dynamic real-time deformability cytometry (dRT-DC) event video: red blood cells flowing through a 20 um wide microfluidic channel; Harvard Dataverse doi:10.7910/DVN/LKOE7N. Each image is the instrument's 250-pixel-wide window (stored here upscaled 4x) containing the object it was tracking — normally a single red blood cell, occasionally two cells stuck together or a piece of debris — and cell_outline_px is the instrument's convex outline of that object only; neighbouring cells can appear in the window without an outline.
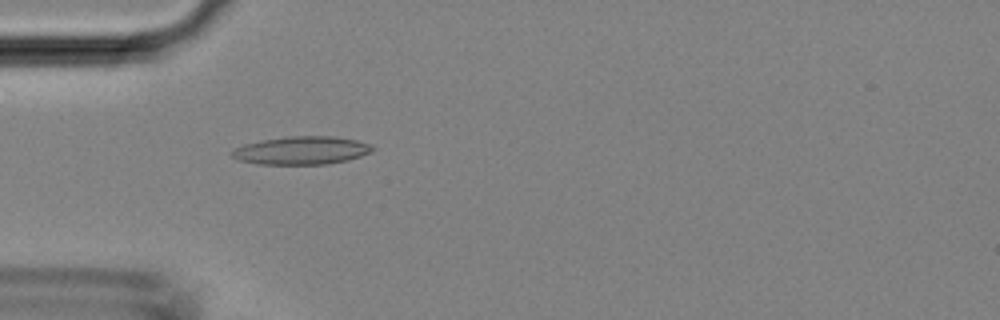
{"species": "Egyptian fruit bat (a non-hibernating species)", "species_latin": "Rousettus aegyptiacus", "temperature_condition": "room temperature", "stored_images_in_passage": 46, "camera_frame_rate_fps": 3000, "um_per_image_px": 0.085, "animal": {"sex": "female"}, "frame": {"image": 1, "passage_image": 14, "time_ms": 4.333, "image_size_px": [1000, 320], "cell_outline_px": [[376, 148], [372, 152], [348, 160], [328, 164], [256, 164], [236, 160], [232, 156], [232, 152], [236, 148], [244, 144], [260, 140], [284, 136], [336, 136], [356, 140], [372, 144]], "centroid_in_image_um": [25.66, 12.78], "position_along_channel_um": 59.3, "area_um2": 23.29}}
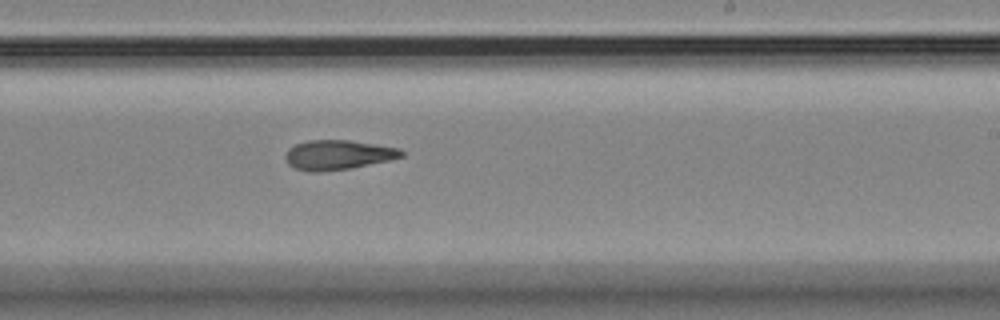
{"frame": {"image": 2, "passage_image": 28, "time_ms": 9.0, "image_size_px": [1000, 320], "cell_outline_px": [[404, 156], [392, 160], [352, 168], [320, 172], [308, 172], [292, 168], [284, 160], [284, 156], [288, 148], [296, 144], [308, 140], [348, 140], [400, 148], [404, 152]], "centroid_in_image_um": [28.7, 13.18], "position_along_channel_um": 260.3, "area_um2": 20.4}}
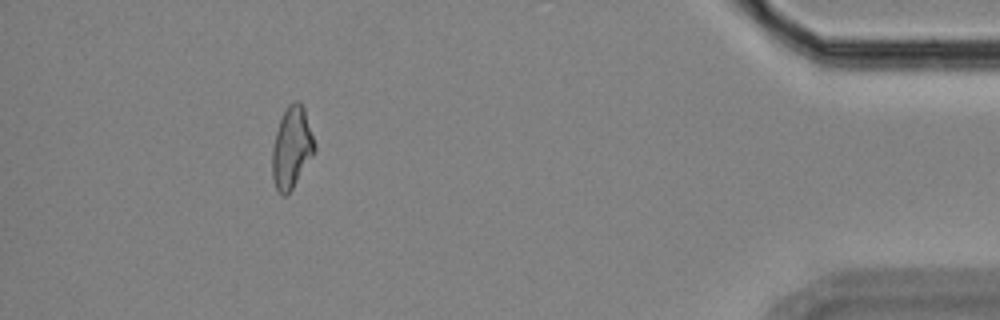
{"frame": {"image": 3, "passage_image": 42, "time_ms": 13.667, "image_size_px": [1000, 320], "cell_outline_px": [[316, 152], [292, 188], [284, 196], [276, 188], [272, 176], [272, 148], [276, 132], [280, 120], [288, 104], [296, 100], [300, 100], [304, 108], [316, 144]], "centroid_in_image_um": [24.81, 12.52], "position_along_channel_um": 410.4, "area_um2": 20.06}}